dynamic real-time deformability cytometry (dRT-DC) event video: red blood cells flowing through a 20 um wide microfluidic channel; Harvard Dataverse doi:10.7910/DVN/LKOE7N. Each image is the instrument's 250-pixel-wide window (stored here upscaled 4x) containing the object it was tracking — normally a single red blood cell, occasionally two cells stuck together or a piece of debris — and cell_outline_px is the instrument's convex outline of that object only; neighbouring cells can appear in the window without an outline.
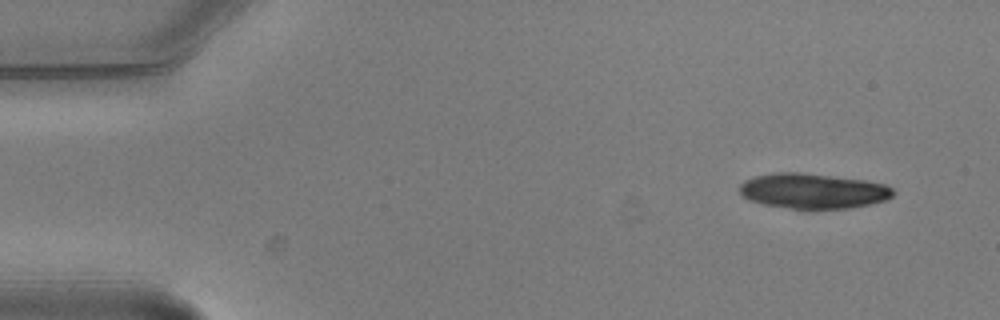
{"species": "common noctule bat (a hibernating species)", "species_latin": "Nyctalus noctula", "temperature_condition": "warm", "stored_images_in_passage": 4, "camera_frame_rate_fps": 3000, "um_per_image_px": 0.085, "animal": {"sex": "male", "body_mass_g": 20.5, "forearm_length_mm": 52.5}, "frame": {"image": 1, "passage_image": 1, "time_ms": 0.0, "image_size_px": [1000, 320], "cell_outline_px": [[896, 192], [892, 196], [884, 200], [868, 204], [848, 208], [812, 212], [808, 212], [764, 204], [748, 200], [740, 192], [740, 184], [744, 180], [756, 176], [776, 172], [800, 172], [864, 180], [884, 184], [892, 188]], "centroid_in_image_um": [69.09, 16.27], "position_along_channel_um": 15.9, "area_um2": 32.14}}